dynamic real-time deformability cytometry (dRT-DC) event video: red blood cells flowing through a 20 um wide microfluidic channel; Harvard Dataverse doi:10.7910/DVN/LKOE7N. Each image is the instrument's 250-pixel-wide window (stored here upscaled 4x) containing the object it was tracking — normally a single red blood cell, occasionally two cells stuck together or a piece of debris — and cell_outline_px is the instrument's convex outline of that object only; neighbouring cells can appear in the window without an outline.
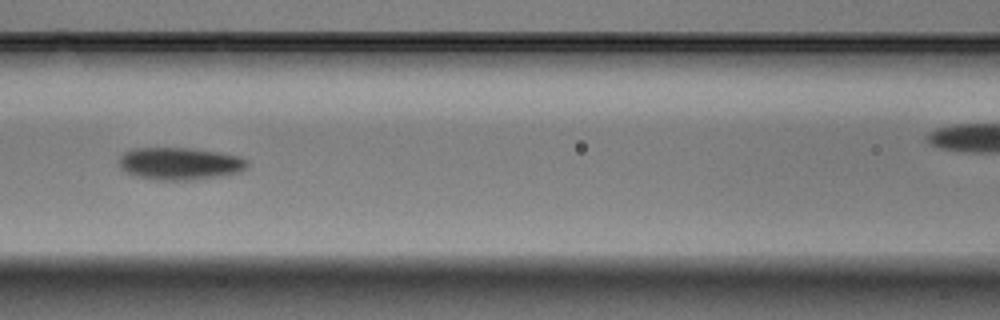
{"species": "Egyptian fruit bat (a non-hibernating species)", "species_latin": "Rousettus aegyptiacus", "temperature_condition": "warm", "stored_images_in_passage": 9, "camera_frame_rate_fps": 3000, "um_per_image_px": 0.085, "animal": {"sex": "male"}, "frame": {"image": 1, "passage_image": 6, "time_ms": 1.667, "image_size_px": [1000, 320], "cell_outline_px": [[248, 164], [240, 172], [224, 176], [192, 180], [156, 180], [132, 176], [124, 172], [120, 168], [120, 156], [124, 152], [132, 148], [188, 148], [220, 152], [240, 156], [248, 160]], "centroid_in_image_um": [15.27, 13.92], "position_along_channel_um": 151.3, "area_um2": 24.57}}
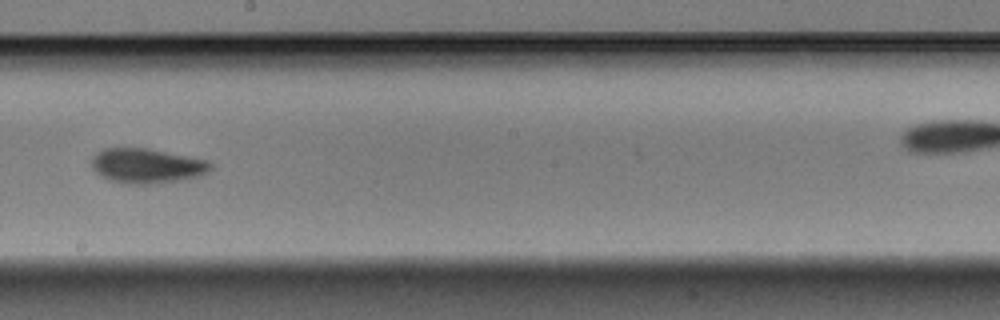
{"frame": {"image": 2, "passage_image": 8, "time_ms": 2.333, "image_size_px": [1000, 320], "cell_outline_px": [[212, 168], [208, 172], [200, 176], [184, 180], [152, 184], [128, 184], [108, 180], [100, 176], [92, 168], [92, 156], [96, 152], [104, 148], [144, 148], [208, 160], [212, 164]], "centroid_in_image_um": [12.47, 14.11], "position_along_channel_um": 235.7, "area_um2": 24.28}}